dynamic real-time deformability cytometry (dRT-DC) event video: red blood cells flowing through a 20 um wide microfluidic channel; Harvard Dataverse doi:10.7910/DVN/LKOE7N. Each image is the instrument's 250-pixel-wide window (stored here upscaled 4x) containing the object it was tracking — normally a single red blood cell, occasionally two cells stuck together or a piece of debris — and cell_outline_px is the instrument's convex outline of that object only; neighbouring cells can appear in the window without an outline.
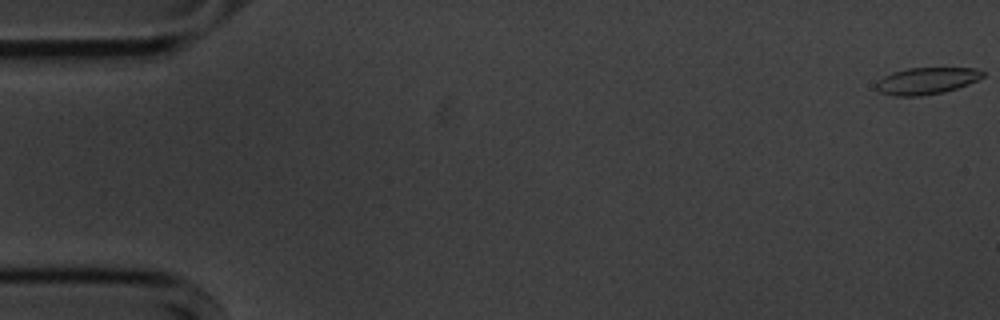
{"species": "common noctule bat (a hibernating species)", "species_latin": "Nyctalus noctula", "temperature_condition": "cold", "stored_images_in_passage": 56, "camera_frame_rate_fps": 3000, "um_per_image_px": 0.085, "animal": {"sex": "male", "body_mass_g": 20.1, "forearm_length_mm": 53.5}, "frame": {"image": 1, "passage_image": 1, "time_ms": 0.0, "image_size_px": [1000, 320], "cell_outline_px": [[984, 76], [968, 84], [944, 92], [920, 96], [896, 96], [880, 92], [876, 88], [876, 80], [892, 72], [908, 68], [976, 68], [984, 72]], "centroid_in_image_um": [78.73, 6.87], "position_along_channel_um": 6.3, "area_um2": 16.59}}
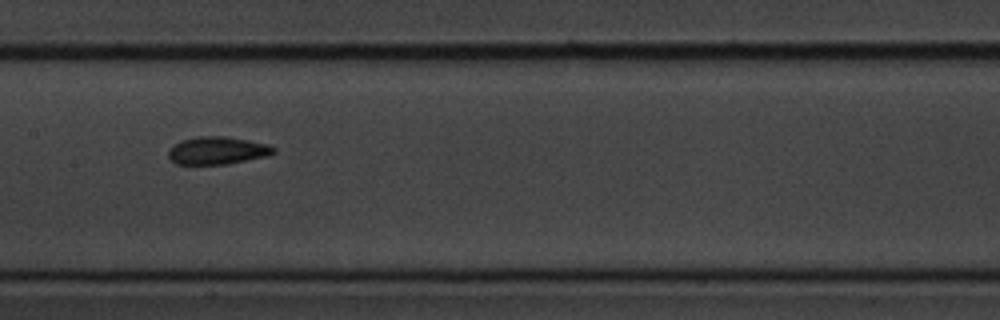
{"frame": {"image": 2, "passage_image": 28, "time_ms": 9.0, "image_size_px": [1000, 320], "cell_outline_px": [[276, 152], [268, 156], [228, 164], [176, 164], [168, 156], [168, 152], [180, 140], [196, 136], [228, 136], [268, 144], [276, 148]], "centroid_in_image_um": [18.52, 12.79], "position_along_channel_um": 188.9, "area_um2": 17.05}}
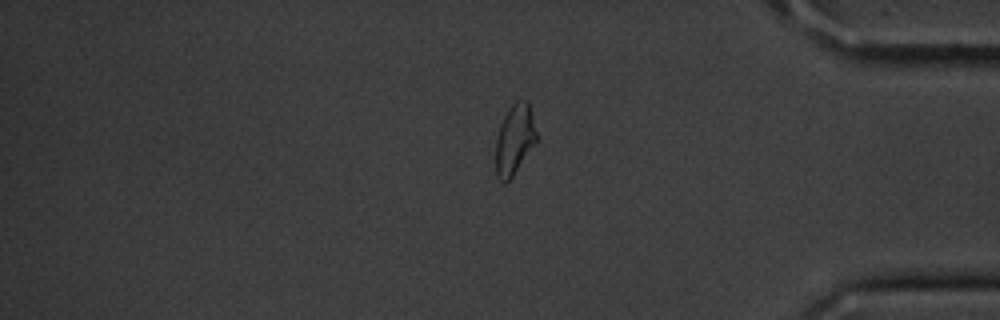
{"frame": {"image": 3, "passage_image": 47, "time_ms": 15.333, "image_size_px": [1000, 320], "cell_outline_px": [[536, 140], [512, 176], [504, 184], [496, 176], [496, 140], [500, 124], [508, 108], [516, 100], [528, 100], [536, 132]], "centroid_in_image_um": [43.71, 11.83], "position_along_channel_um": 391.5, "area_um2": 16.3}, "authors_computed_cell_mechanics": {"area_um2": 17.1088, "velocity_mm_per_s": 3.5826, "shape_relaxation_time_tau1_ms": 2.36, "shape_relaxation_time_tau2_ms": 2.8176, "deformation_change_tau1": 0.0865, "deformation_change_tau2": 0.0719}}